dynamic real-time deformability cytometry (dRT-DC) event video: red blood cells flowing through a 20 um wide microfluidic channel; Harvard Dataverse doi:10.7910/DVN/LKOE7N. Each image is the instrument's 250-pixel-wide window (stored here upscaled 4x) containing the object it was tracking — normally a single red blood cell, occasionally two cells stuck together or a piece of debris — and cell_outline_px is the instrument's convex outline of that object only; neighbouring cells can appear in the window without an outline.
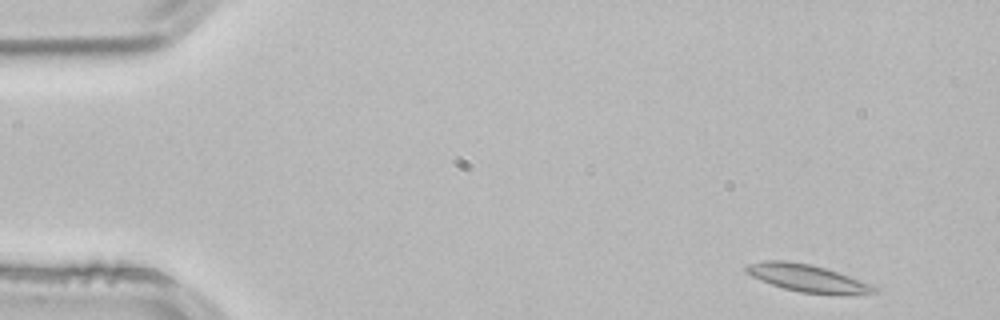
{"species": "common noctule bat (a hibernating species)", "species_latin": "Nyctalus noctula", "temperature_condition": "room temperature", "stored_images_in_passage": 3, "segment_of_instrument_passage": [2, 2], "camera_frame_rate_fps": 3000, "um_per_image_px": 0.085, "animal": {"sex": "male", "body_mass_g": 21.5, "forearm_length_mm": 52.0}, "frame": {"image": 1, "passage_image": 3, "time_ms": 0.667, "image_size_px": [1000, 320], "cell_outline_px": [[876, 292], [800, 292], [784, 288], [772, 284], [752, 276], [744, 272], [744, 268], [748, 264], [764, 260], [784, 260], [808, 264], [824, 268], [872, 284], [876, 288]], "centroid_in_image_um": [68.47, 23.58], "position_along_channel_um": 16.5, "area_um2": 19.25}}